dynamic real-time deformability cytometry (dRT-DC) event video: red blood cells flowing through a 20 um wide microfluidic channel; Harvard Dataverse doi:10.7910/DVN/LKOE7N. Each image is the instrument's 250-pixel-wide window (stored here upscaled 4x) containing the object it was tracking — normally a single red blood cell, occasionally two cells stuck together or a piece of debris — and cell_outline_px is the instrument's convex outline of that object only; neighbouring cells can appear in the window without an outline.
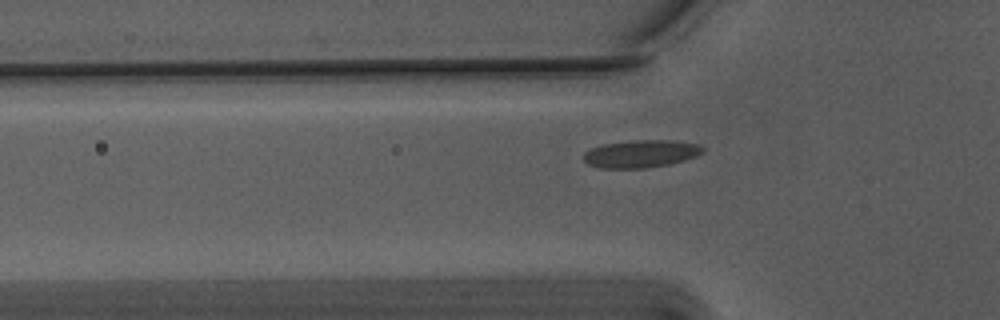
{"species": "Egyptian fruit bat (a non-hibernating species)", "species_latin": "Rousettus aegyptiacus", "temperature_condition": "warm", "stored_images_in_passage": 41, "camera_frame_rate_fps": 3000, "um_per_image_px": 0.085, "animal": {"sex": "male"}, "frame": {"image": 1, "passage_image": 10, "time_ms": 3.0, "image_size_px": [1000, 320], "cell_outline_px": [[704, 152], [696, 156], [684, 160], [668, 164], [644, 168], [600, 168], [588, 164], [584, 160], [584, 152], [592, 148], [604, 144], [636, 140], [672, 140], [700, 144], [704, 148]], "centroid_in_image_um": [54.5, 13.06], "position_along_channel_um": 71.3, "area_um2": 19.07}}
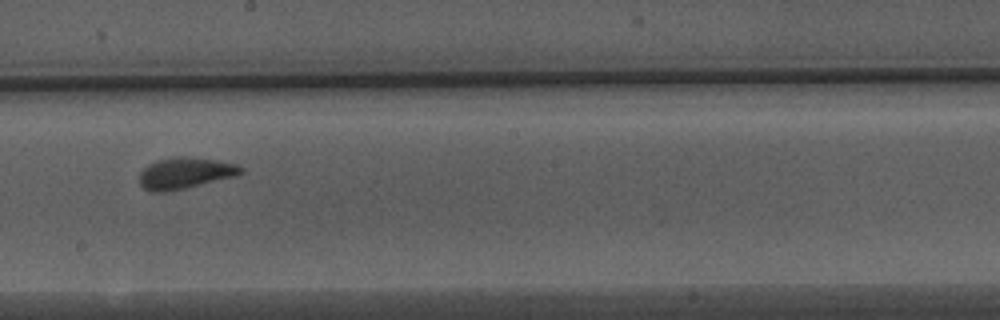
{"frame": {"image": 2, "passage_image": 23, "time_ms": 7.333, "image_size_px": [1000, 320], "cell_outline_px": [[244, 172], [236, 176], [184, 188], [164, 192], [152, 192], [144, 188], [140, 184], [140, 172], [148, 164], [156, 160], [172, 156], [188, 156], [216, 160], [236, 164], [244, 168]], "centroid_in_image_um": [15.73, 14.69], "position_along_channel_um": 232.5, "area_um2": 18.55}}
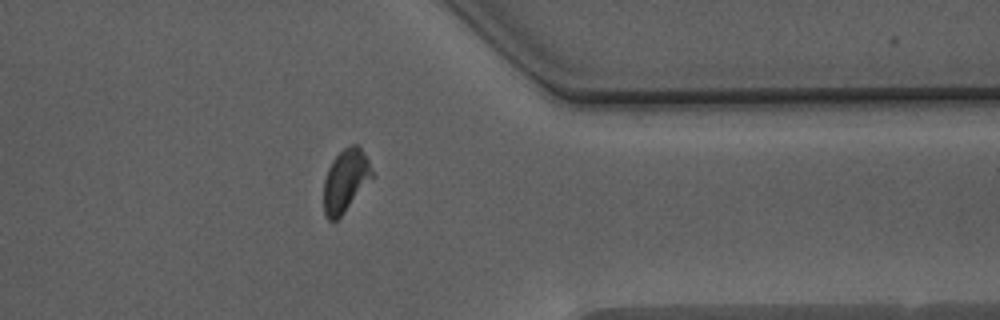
{"frame": {"image": 3, "passage_image": 36, "time_ms": 11.667, "image_size_px": [1000, 320], "cell_outline_px": [[372, 176], [344, 212], [336, 220], [328, 220], [324, 216], [324, 180], [328, 168], [332, 160], [344, 148], [352, 144], [356, 144], [360, 148], [368, 160], [372, 172]], "centroid_in_image_um": [29.32, 15.35], "position_along_channel_um": 382.1, "area_um2": 17.11}, "authors_computed_cell_mechanics": {"area_um2": 18.3226, "velocity_mm_per_s": 3.7159, "shape_relaxation_time_tau1_ms": 4.2115, "shape_relaxation_time_tau2_ms": 0.8766, "deformation_change_tau1": 0.1273, "deformation_change_tau2": 0.0804}}